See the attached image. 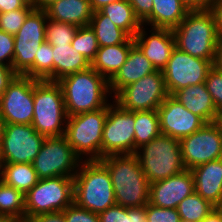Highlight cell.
Segmentation results:
<instances>
[{
  "mask_svg": "<svg viewBox=\"0 0 222 222\" xmlns=\"http://www.w3.org/2000/svg\"><path fill=\"white\" fill-rule=\"evenodd\" d=\"M100 222H147L146 205L134 208H125L115 204L98 214Z\"/></svg>",
  "mask_w": 222,
  "mask_h": 222,
  "instance_id": "cell-33",
  "label": "cell"
},
{
  "mask_svg": "<svg viewBox=\"0 0 222 222\" xmlns=\"http://www.w3.org/2000/svg\"><path fill=\"white\" fill-rule=\"evenodd\" d=\"M73 180L76 205L99 214L116 204L110 173L99 160H83Z\"/></svg>",
  "mask_w": 222,
  "mask_h": 222,
  "instance_id": "cell-4",
  "label": "cell"
},
{
  "mask_svg": "<svg viewBox=\"0 0 222 222\" xmlns=\"http://www.w3.org/2000/svg\"><path fill=\"white\" fill-rule=\"evenodd\" d=\"M134 44V39L129 37L124 43L99 47L91 67L109 81L126 62Z\"/></svg>",
  "mask_w": 222,
  "mask_h": 222,
  "instance_id": "cell-25",
  "label": "cell"
},
{
  "mask_svg": "<svg viewBox=\"0 0 222 222\" xmlns=\"http://www.w3.org/2000/svg\"><path fill=\"white\" fill-rule=\"evenodd\" d=\"M73 194V177L39 179L25 194V219L32 220L44 213L64 211L73 203Z\"/></svg>",
  "mask_w": 222,
  "mask_h": 222,
  "instance_id": "cell-8",
  "label": "cell"
},
{
  "mask_svg": "<svg viewBox=\"0 0 222 222\" xmlns=\"http://www.w3.org/2000/svg\"><path fill=\"white\" fill-rule=\"evenodd\" d=\"M146 220L147 222H180V215L177 209L162 208L146 204Z\"/></svg>",
  "mask_w": 222,
  "mask_h": 222,
  "instance_id": "cell-39",
  "label": "cell"
},
{
  "mask_svg": "<svg viewBox=\"0 0 222 222\" xmlns=\"http://www.w3.org/2000/svg\"><path fill=\"white\" fill-rule=\"evenodd\" d=\"M33 222H67L62 211L44 213L32 219Z\"/></svg>",
  "mask_w": 222,
  "mask_h": 222,
  "instance_id": "cell-45",
  "label": "cell"
},
{
  "mask_svg": "<svg viewBox=\"0 0 222 222\" xmlns=\"http://www.w3.org/2000/svg\"><path fill=\"white\" fill-rule=\"evenodd\" d=\"M182 161L186 169L221 159L222 129L218 122L202 128L180 140Z\"/></svg>",
  "mask_w": 222,
  "mask_h": 222,
  "instance_id": "cell-16",
  "label": "cell"
},
{
  "mask_svg": "<svg viewBox=\"0 0 222 222\" xmlns=\"http://www.w3.org/2000/svg\"><path fill=\"white\" fill-rule=\"evenodd\" d=\"M212 67L210 60L193 57L175 47L162 70L168 94L172 95L184 87L204 83Z\"/></svg>",
  "mask_w": 222,
  "mask_h": 222,
  "instance_id": "cell-15",
  "label": "cell"
},
{
  "mask_svg": "<svg viewBox=\"0 0 222 222\" xmlns=\"http://www.w3.org/2000/svg\"><path fill=\"white\" fill-rule=\"evenodd\" d=\"M0 222H16V221L13 220L10 217L4 216V215H0Z\"/></svg>",
  "mask_w": 222,
  "mask_h": 222,
  "instance_id": "cell-53",
  "label": "cell"
},
{
  "mask_svg": "<svg viewBox=\"0 0 222 222\" xmlns=\"http://www.w3.org/2000/svg\"><path fill=\"white\" fill-rule=\"evenodd\" d=\"M53 50L52 45L43 42L35 56L34 78L53 82Z\"/></svg>",
  "mask_w": 222,
  "mask_h": 222,
  "instance_id": "cell-35",
  "label": "cell"
},
{
  "mask_svg": "<svg viewBox=\"0 0 222 222\" xmlns=\"http://www.w3.org/2000/svg\"><path fill=\"white\" fill-rule=\"evenodd\" d=\"M89 25L95 32L99 47L121 44L130 37L100 11L93 12Z\"/></svg>",
  "mask_w": 222,
  "mask_h": 222,
  "instance_id": "cell-29",
  "label": "cell"
},
{
  "mask_svg": "<svg viewBox=\"0 0 222 222\" xmlns=\"http://www.w3.org/2000/svg\"><path fill=\"white\" fill-rule=\"evenodd\" d=\"M157 112L161 134L179 141L206 124L201 117L187 110L171 95L157 108Z\"/></svg>",
  "mask_w": 222,
  "mask_h": 222,
  "instance_id": "cell-17",
  "label": "cell"
},
{
  "mask_svg": "<svg viewBox=\"0 0 222 222\" xmlns=\"http://www.w3.org/2000/svg\"><path fill=\"white\" fill-rule=\"evenodd\" d=\"M99 161L110 173L117 205L134 208L149 203L150 183L135 154L108 155Z\"/></svg>",
  "mask_w": 222,
  "mask_h": 222,
  "instance_id": "cell-1",
  "label": "cell"
},
{
  "mask_svg": "<svg viewBox=\"0 0 222 222\" xmlns=\"http://www.w3.org/2000/svg\"><path fill=\"white\" fill-rule=\"evenodd\" d=\"M73 48L78 50L86 60L91 64L99 49L94 30L90 25L78 27L71 42Z\"/></svg>",
  "mask_w": 222,
  "mask_h": 222,
  "instance_id": "cell-34",
  "label": "cell"
},
{
  "mask_svg": "<svg viewBox=\"0 0 222 222\" xmlns=\"http://www.w3.org/2000/svg\"><path fill=\"white\" fill-rule=\"evenodd\" d=\"M155 71L156 69L153 67L152 63L144 56L140 48L134 44L130 48L126 62L109 80V92L111 97L113 98L127 85L136 82Z\"/></svg>",
  "mask_w": 222,
  "mask_h": 222,
  "instance_id": "cell-20",
  "label": "cell"
},
{
  "mask_svg": "<svg viewBox=\"0 0 222 222\" xmlns=\"http://www.w3.org/2000/svg\"><path fill=\"white\" fill-rule=\"evenodd\" d=\"M209 9L215 18L218 39L222 40V0H214Z\"/></svg>",
  "mask_w": 222,
  "mask_h": 222,
  "instance_id": "cell-44",
  "label": "cell"
},
{
  "mask_svg": "<svg viewBox=\"0 0 222 222\" xmlns=\"http://www.w3.org/2000/svg\"><path fill=\"white\" fill-rule=\"evenodd\" d=\"M99 11L109 17L116 26L124 30L132 38L143 26L128 0L107 4Z\"/></svg>",
  "mask_w": 222,
  "mask_h": 222,
  "instance_id": "cell-28",
  "label": "cell"
},
{
  "mask_svg": "<svg viewBox=\"0 0 222 222\" xmlns=\"http://www.w3.org/2000/svg\"><path fill=\"white\" fill-rule=\"evenodd\" d=\"M202 222H222V215L215 208Z\"/></svg>",
  "mask_w": 222,
  "mask_h": 222,
  "instance_id": "cell-51",
  "label": "cell"
},
{
  "mask_svg": "<svg viewBox=\"0 0 222 222\" xmlns=\"http://www.w3.org/2000/svg\"><path fill=\"white\" fill-rule=\"evenodd\" d=\"M214 0H182V2L190 9H209Z\"/></svg>",
  "mask_w": 222,
  "mask_h": 222,
  "instance_id": "cell-47",
  "label": "cell"
},
{
  "mask_svg": "<svg viewBox=\"0 0 222 222\" xmlns=\"http://www.w3.org/2000/svg\"><path fill=\"white\" fill-rule=\"evenodd\" d=\"M45 138L31 124H6L0 144L1 163L32 164Z\"/></svg>",
  "mask_w": 222,
  "mask_h": 222,
  "instance_id": "cell-13",
  "label": "cell"
},
{
  "mask_svg": "<svg viewBox=\"0 0 222 222\" xmlns=\"http://www.w3.org/2000/svg\"><path fill=\"white\" fill-rule=\"evenodd\" d=\"M67 118L61 86L57 82L37 80L31 125L45 137H60L65 134Z\"/></svg>",
  "mask_w": 222,
  "mask_h": 222,
  "instance_id": "cell-5",
  "label": "cell"
},
{
  "mask_svg": "<svg viewBox=\"0 0 222 222\" xmlns=\"http://www.w3.org/2000/svg\"><path fill=\"white\" fill-rule=\"evenodd\" d=\"M171 96L206 123L217 122L220 113L217 111L205 83L184 87Z\"/></svg>",
  "mask_w": 222,
  "mask_h": 222,
  "instance_id": "cell-21",
  "label": "cell"
},
{
  "mask_svg": "<svg viewBox=\"0 0 222 222\" xmlns=\"http://www.w3.org/2000/svg\"><path fill=\"white\" fill-rule=\"evenodd\" d=\"M135 155L150 184L186 169L182 161L180 141L168 135L160 134L140 146Z\"/></svg>",
  "mask_w": 222,
  "mask_h": 222,
  "instance_id": "cell-6",
  "label": "cell"
},
{
  "mask_svg": "<svg viewBox=\"0 0 222 222\" xmlns=\"http://www.w3.org/2000/svg\"><path fill=\"white\" fill-rule=\"evenodd\" d=\"M0 215L16 222L25 220V195L0 180Z\"/></svg>",
  "mask_w": 222,
  "mask_h": 222,
  "instance_id": "cell-31",
  "label": "cell"
},
{
  "mask_svg": "<svg viewBox=\"0 0 222 222\" xmlns=\"http://www.w3.org/2000/svg\"><path fill=\"white\" fill-rule=\"evenodd\" d=\"M146 29L148 28L144 25L139 29L133 38L134 43L152 63L153 67L162 71L175 48L174 33L170 29L150 28V31L149 29L146 31Z\"/></svg>",
  "mask_w": 222,
  "mask_h": 222,
  "instance_id": "cell-19",
  "label": "cell"
},
{
  "mask_svg": "<svg viewBox=\"0 0 222 222\" xmlns=\"http://www.w3.org/2000/svg\"><path fill=\"white\" fill-rule=\"evenodd\" d=\"M112 101L103 127L101 159L108 155L135 154L134 111Z\"/></svg>",
  "mask_w": 222,
  "mask_h": 222,
  "instance_id": "cell-11",
  "label": "cell"
},
{
  "mask_svg": "<svg viewBox=\"0 0 222 222\" xmlns=\"http://www.w3.org/2000/svg\"><path fill=\"white\" fill-rule=\"evenodd\" d=\"M27 3V0H0V13L23 8Z\"/></svg>",
  "mask_w": 222,
  "mask_h": 222,
  "instance_id": "cell-46",
  "label": "cell"
},
{
  "mask_svg": "<svg viewBox=\"0 0 222 222\" xmlns=\"http://www.w3.org/2000/svg\"><path fill=\"white\" fill-rule=\"evenodd\" d=\"M135 152L161 134L157 110L134 111Z\"/></svg>",
  "mask_w": 222,
  "mask_h": 222,
  "instance_id": "cell-30",
  "label": "cell"
},
{
  "mask_svg": "<svg viewBox=\"0 0 222 222\" xmlns=\"http://www.w3.org/2000/svg\"><path fill=\"white\" fill-rule=\"evenodd\" d=\"M67 222H100L99 215L74 202L62 211Z\"/></svg>",
  "mask_w": 222,
  "mask_h": 222,
  "instance_id": "cell-40",
  "label": "cell"
},
{
  "mask_svg": "<svg viewBox=\"0 0 222 222\" xmlns=\"http://www.w3.org/2000/svg\"><path fill=\"white\" fill-rule=\"evenodd\" d=\"M53 50V82H57L65 76L86 70L91 64L78 53L71 44L52 46Z\"/></svg>",
  "mask_w": 222,
  "mask_h": 222,
  "instance_id": "cell-26",
  "label": "cell"
},
{
  "mask_svg": "<svg viewBox=\"0 0 222 222\" xmlns=\"http://www.w3.org/2000/svg\"><path fill=\"white\" fill-rule=\"evenodd\" d=\"M172 31L175 47L193 57L213 63L219 39L215 18L210 9L189 10Z\"/></svg>",
  "mask_w": 222,
  "mask_h": 222,
  "instance_id": "cell-3",
  "label": "cell"
},
{
  "mask_svg": "<svg viewBox=\"0 0 222 222\" xmlns=\"http://www.w3.org/2000/svg\"><path fill=\"white\" fill-rule=\"evenodd\" d=\"M58 0H32L31 4L35 9H43L45 10L50 4L56 2Z\"/></svg>",
  "mask_w": 222,
  "mask_h": 222,
  "instance_id": "cell-50",
  "label": "cell"
},
{
  "mask_svg": "<svg viewBox=\"0 0 222 222\" xmlns=\"http://www.w3.org/2000/svg\"><path fill=\"white\" fill-rule=\"evenodd\" d=\"M215 208L222 215V200L219 202V204Z\"/></svg>",
  "mask_w": 222,
  "mask_h": 222,
  "instance_id": "cell-54",
  "label": "cell"
},
{
  "mask_svg": "<svg viewBox=\"0 0 222 222\" xmlns=\"http://www.w3.org/2000/svg\"><path fill=\"white\" fill-rule=\"evenodd\" d=\"M21 222H33V221H32V220L25 219V220H23V221H21Z\"/></svg>",
  "mask_w": 222,
  "mask_h": 222,
  "instance_id": "cell-56",
  "label": "cell"
},
{
  "mask_svg": "<svg viewBox=\"0 0 222 222\" xmlns=\"http://www.w3.org/2000/svg\"><path fill=\"white\" fill-rule=\"evenodd\" d=\"M134 13L143 22L152 12L153 0H128Z\"/></svg>",
  "mask_w": 222,
  "mask_h": 222,
  "instance_id": "cell-42",
  "label": "cell"
},
{
  "mask_svg": "<svg viewBox=\"0 0 222 222\" xmlns=\"http://www.w3.org/2000/svg\"><path fill=\"white\" fill-rule=\"evenodd\" d=\"M45 11L48 19L76 27L89 25L93 15L89 0H58Z\"/></svg>",
  "mask_w": 222,
  "mask_h": 222,
  "instance_id": "cell-23",
  "label": "cell"
},
{
  "mask_svg": "<svg viewBox=\"0 0 222 222\" xmlns=\"http://www.w3.org/2000/svg\"><path fill=\"white\" fill-rule=\"evenodd\" d=\"M181 221L202 222L215 206L197 193L184 198L177 206Z\"/></svg>",
  "mask_w": 222,
  "mask_h": 222,
  "instance_id": "cell-32",
  "label": "cell"
},
{
  "mask_svg": "<svg viewBox=\"0 0 222 222\" xmlns=\"http://www.w3.org/2000/svg\"><path fill=\"white\" fill-rule=\"evenodd\" d=\"M0 180L14 187L24 195L39 181L38 175L29 163H2Z\"/></svg>",
  "mask_w": 222,
  "mask_h": 222,
  "instance_id": "cell-27",
  "label": "cell"
},
{
  "mask_svg": "<svg viewBox=\"0 0 222 222\" xmlns=\"http://www.w3.org/2000/svg\"><path fill=\"white\" fill-rule=\"evenodd\" d=\"M61 86L67 116L95 111L109 104V81L92 67L63 77Z\"/></svg>",
  "mask_w": 222,
  "mask_h": 222,
  "instance_id": "cell-2",
  "label": "cell"
},
{
  "mask_svg": "<svg viewBox=\"0 0 222 222\" xmlns=\"http://www.w3.org/2000/svg\"><path fill=\"white\" fill-rule=\"evenodd\" d=\"M16 75L11 67L0 64V97Z\"/></svg>",
  "mask_w": 222,
  "mask_h": 222,
  "instance_id": "cell-43",
  "label": "cell"
},
{
  "mask_svg": "<svg viewBox=\"0 0 222 222\" xmlns=\"http://www.w3.org/2000/svg\"><path fill=\"white\" fill-rule=\"evenodd\" d=\"M121 0H89L93 12L99 11L101 8L110 3L119 2Z\"/></svg>",
  "mask_w": 222,
  "mask_h": 222,
  "instance_id": "cell-49",
  "label": "cell"
},
{
  "mask_svg": "<svg viewBox=\"0 0 222 222\" xmlns=\"http://www.w3.org/2000/svg\"><path fill=\"white\" fill-rule=\"evenodd\" d=\"M204 83L217 111L222 113V72L212 67Z\"/></svg>",
  "mask_w": 222,
  "mask_h": 222,
  "instance_id": "cell-38",
  "label": "cell"
},
{
  "mask_svg": "<svg viewBox=\"0 0 222 222\" xmlns=\"http://www.w3.org/2000/svg\"><path fill=\"white\" fill-rule=\"evenodd\" d=\"M82 159L69 145L65 136L46 137L33 167L39 179L57 176L74 177Z\"/></svg>",
  "mask_w": 222,
  "mask_h": 222,
  "instance_id": "cell-10",
  "label": "cell"
},
{
  "mask_svg": "<svg viewBox=\"0 0 222 222\" xmlns=\"http://www.w3.org/2000/svg\"><path fill=\"white\" fill-rule=\"evenodd\" d=\"M194 192L193 174L185 169L167 179L151 183L149 203L157 207L176 209L184 198Z\"/></svg>",
  "mask_w": 222,
  "mask_h": 222,
  "instance_id": "cell-18",
  "label": "cell"
},
{
  "mask_svg": "<svg viewBox=\"0 0 222 222\" xmlns=\"http://www.w3.org/2000/svg\"><path fill=\"white\" fill-rule=\"evenodd\" d=\"M194 178L195 193L215 207L222 200V161H209L190 170Z\"/></svg>",
  "mask_w": 222,
  "mask_h": 222,
  "instance_id": "cell-22",
  "label": "cell"
},
{
  "mask_svg": "<svg viewBox=\"0 0 222 222\" xmlns=\"http://www.w3.org/2000/svg\"><path fill=\"white\" fill-rule=\"evenodd\" d=\"M5 125H6L5 121L0 115V144L2 141V137L4 135Z\"/></svg>",
  "mask_w": 222,
  "mask_h": 222,
  "instance_id": "cell-52",
  "label": "cell"
},
{
  "mask_svg": "<svg viewBox=\"0 0 222 222\" xmlns=\"http://www.w3.org/2000/svg\"><path fill=\"white\" fill-rule=\"evenodd\" d=\"M189 10L182 0H153L152 12L142 24L150 28L173 30Z\"/></svg>",
  "mask_w": 222,
  "mask_h": 222,
  "instance_id": "cell-24",
  "label": "cell"
},
{
  "mask_svg": "<svg viewBox=\"0 0 222 222\" xmlns=\"http://www.w3.org/2000/svg\"><path fill=\"white\" fill-rule=\"evenodd\" d=\"M33 9V5L28 2L23 8L0 13V30L15 35Z\"/></svg>",
  "mask_w": 222,
  "mask_h": 222,
  "instance_id": "cell-37",
  "label": "cell"
},
{
  "mask_svg": "<svg viewBox=\"0 0 222 222\" xmlns=\"http://www.w3.org/2000/svg\"><path fill=\"white\" fill-rule=\"evenodd\" d=\"M47 13L33 9L24 24L14 35V56L12 69L17 75L34 78V61L40 45L46 41Z\"/></svg>",
  "mask_w": 222,
  "mask_h": 222,
  "instance_id": "cell-9",
  "label": "cell"
},
{
  "mask_svg": "<svg viewBox=\"0 0 222 222\" xmlns=\"http://www.w3.org/2000/svg\"><path fill=\"white\" fill-rule=\"evenodd\" d=\"M14 48V35L0 30V64L12 68Z\"/></svg>",
  "mask_w": 222,
  "mask_h": 222,
  "instance_id": "cell-41",
  "label": "cell"
},
{
  "mask_svg": "<svg viewBox=\"0 0 222 222\" xmlns=\"http://www.w3.org/2000/svg\"><path fill=\"white\" fill-rule=\"evenodd\" d=\"M168 96L163 73L156 70L121 89L113 99L127 111H148L157 110Z\"/></svg>",
  "mask_w": 222,
  "mask_h": 222,
  "instance_id": "cell-12",
  "label": "cell"
},
{
  "mask_svg": "<svg viewBox=\"0 0 222 222\" xmlns=\"http://www.w3.org/2000/svg\"><path fill=\"white\" fill-rule=\"evenodd\" d=\"M218 124L220 125L222 129V113H220L219 118L217 119Z\"/></svg>",
  "mask_w": 222,
  "mask_h": 222,
  "instance_id": "cell-55",
  "label": "cell"
},
{
  "mask_svg": "<svg viewBox=\"0 0 222 222\" xmlns=\"http://www.w3.org/2000/svg\"><path fill=\"white\" fill-rule=\"evenodd\" d=\"M213 67L222 72V40L218 41V44L215 48Z\"/></svg>",
  "mask_w": 222,
  "mask_h": 222,
  "instance_id": "cell-48",
  "label": "cell"
},
{
  "mask_svg": "<svg viewBox=\"0 0 222 222\" xmlns=\"http://www.w3.org/2000/svg\"><path fill=\"white\" fill-rule=\"evenodd\" d=\"M38 79L16 75L0 97V115L6 124H32L34 83Z\"/></svg>",
  "mask_w": 222,
  "mask_h": 222,
  "instance_id": "cell-14",
  "label": "cell"
},
{
  "mask_svg": "<svg viewBox=\"0 0 222 222\" xmlns=\"http://www.w3.org/2000/svg\"><path fill=\"white\" fill-rule=\"evenodd\" d=\"M78 27L48 19L46 22V41L52 46L71 44Z\"/></svg>",
  "mask_w": 222,
  "mask_h": 222,
  "instance_id": "cell-36",
  "label": "cell"
},
{
  "mask_svg": "<svg viewBox=\"0 0 222 222\" xmlns=\"http://www.w3.org/2000/svg\"><path fill=\"white\" fill-rule=\"evenodd\" d=\"M107 114L108 105L67 118L64 136L82 161L101 160L103 127Z\"/></svg>",
  "mask_w": 222,
  "mask_h": 222,
  "instance_id": "cell-7",
  "label": "cell"
}]
</instances>
